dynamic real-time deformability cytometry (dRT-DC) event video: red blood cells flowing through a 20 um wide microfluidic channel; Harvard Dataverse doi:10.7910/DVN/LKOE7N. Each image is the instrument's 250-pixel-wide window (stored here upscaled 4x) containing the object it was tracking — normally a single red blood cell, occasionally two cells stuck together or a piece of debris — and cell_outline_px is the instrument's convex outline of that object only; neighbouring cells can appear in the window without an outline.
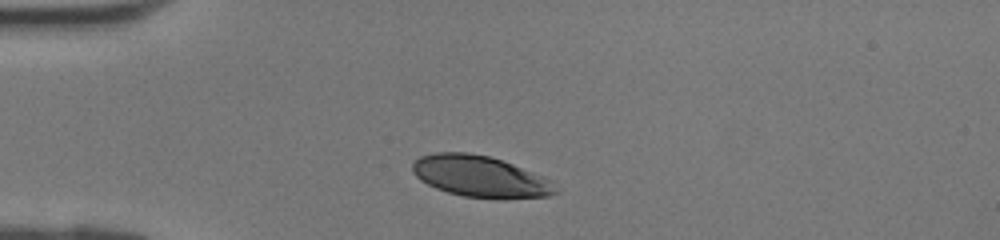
{"species": "human", "species_latin": "Homo sapiens", "temperature_condition": "room temperature", "stored_images_in_passage": 26, "camera_frame_rate_fps": 3000, "um_per_image_px": 0.085, "donor": {"sex": "female"}, "frame": {"image": 1, "passage_image": 1, "time_ms": 0.0, "image_size_px": [1000, 240], "cell_outline_px": [[556, 192], [548, 196], [504, 200], [496, 200], [464, 196], [448, 192], [436, 188], [420, 180], [412, 172], [412, 164], [420, 156], [436, 152], [468, 152], [488, 156], [504, 160], [532, 172], [548, 180]], "centroid_in_image_um": [40.77, 15.01], "position_along_channel_um": 44.2, "area_um2": 34.45}}
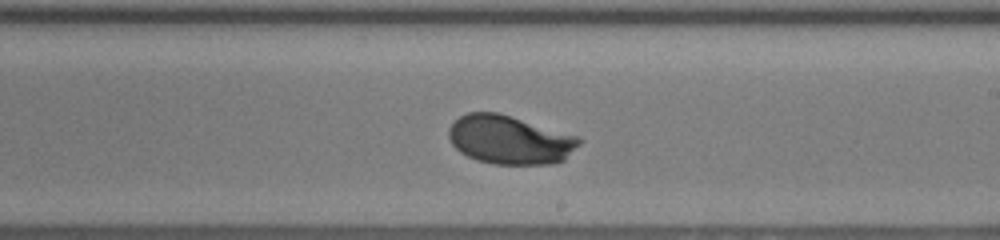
{"frame": {"image": 2, "passage_image": 15, "time_ms": 4.667, "image_size_px": [1000, 240], "cell_outline_px": [[584, 140], [564, 160], [552, 164], [492, 164], [476, 160], [460, 152], [452, 144], [448, 136], [448, 128], [460, 116], [468, 112], [496, 112], [580, 136]], "centroid_in_image_um": [43.34, 11.89], "position_along_channel_um": 245.7, "area_um2": 37.11}}
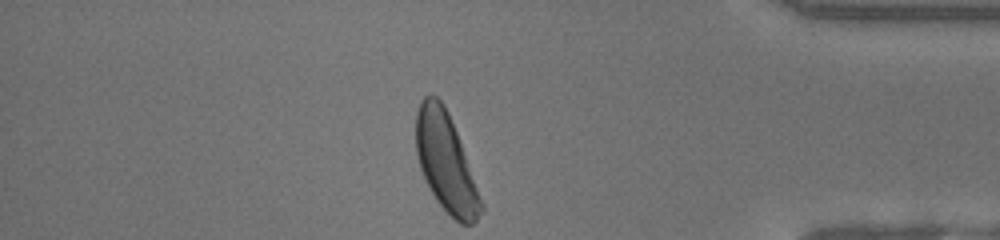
{"frame": {"image": 3, "passage_image": 26, "time_ms": 8.333, "image_size_px": [1000, 240], "cell_outline_px": [[484, 212], [472, 224], [460, 224], [436, 200], [420, 168], [416, 156], [416, 112], [420, 100], [424, 96], [436, 96], [444, 104], [448, 112], [456, 132], [484, 204]], "centroid_in_image_um": [37.9, 13.81], "position_along_channel_um": 397.3, "area_um2": 36.88}}